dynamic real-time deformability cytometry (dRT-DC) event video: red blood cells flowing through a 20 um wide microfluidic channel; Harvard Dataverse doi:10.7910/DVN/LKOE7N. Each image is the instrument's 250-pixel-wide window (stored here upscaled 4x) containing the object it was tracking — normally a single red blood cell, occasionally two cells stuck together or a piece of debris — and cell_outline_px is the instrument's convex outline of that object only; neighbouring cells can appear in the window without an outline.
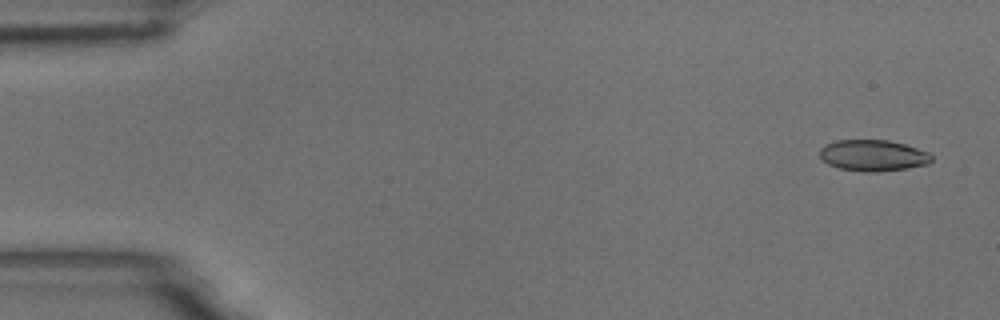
{"species": "common noctule bat (a hibernating species)", "species_latin": "Nyctalus noctula", "temperature_condition": "room temperature", "stored_images_in_passage": 56, "camera_frame_rate_fps": 3000, "um_per_image_px": 0.085, "animal": {"sex": "male", "body_mass_g": 18.8}, "frame": {"image": 1, "passage_image": 3, "time_ms": 0.667, "image_size_px": [1000, 320], "cell_outline_px": [[932, 160], [928, 164], [908, 168], [876, 172], [864, 172], [840, 168], [828, 164], [820, 156], [820, 148], [824, 144], [836, 140], [888, 140], [904, 144], [928, 152], [932, 156]], "centroid_in_image_um": [74.2, 13.21], "position_along_channel_um": 10.8, "area_um2": 20.35}}
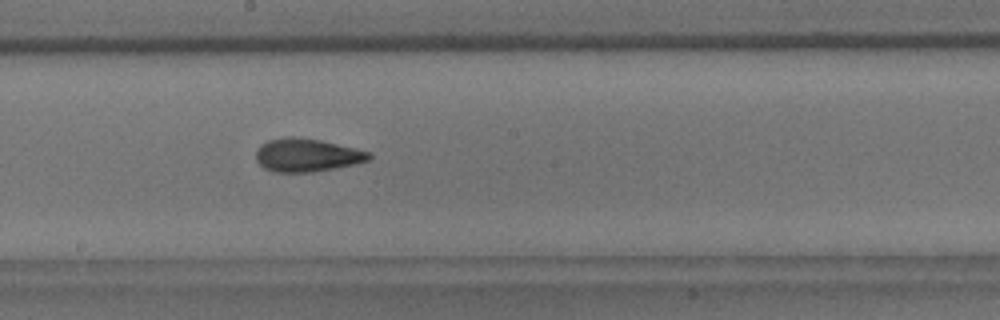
{"frame": {"image": 2, "passage_image": 31, "time_ms": 10.0, "image_size_px": [1000, 320], "cell_outline_px": [[372, 156], [368, 160], [336, 168], [312, 172], [276, 172], [264, 168], [256, 160], [256, 152], [260, 144], [268, 140], [284, 136], [292, 136], [320, 140], [368, 152]], "centroid_in_image_um": [26.02, 13.18], "position_along_channel_um": 222.2, "area_um2": 21.62}}
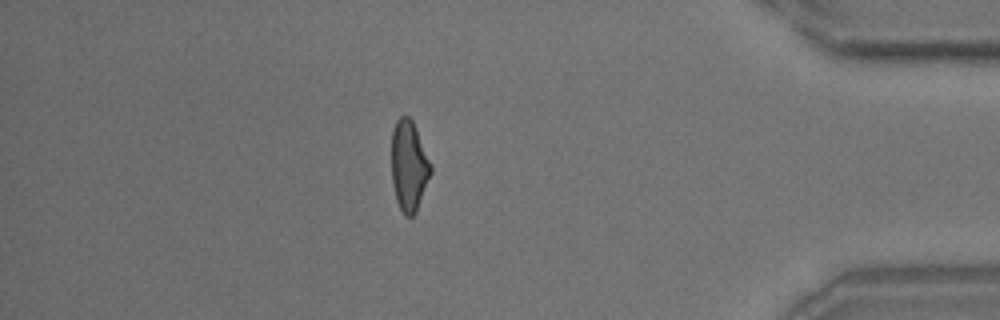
{"frame": {"image": 3, "passage_image": 49, "time_ms": 16.0, "image_size_px": [1000, 320], "cell_outline_px": [[432, 172], [416, 212], [412, 216], [404, 216], [396, 200], [392, 184], [392, 128], [396, 120], [400, 116], [408, 116], [412, 120], [432, 164]], "centroid_in_image_um": [34.76, 14.09], "position_along_channel_um": 400.4, "area_um2": 20.81}, "authors_computed_cell_mechanics": {"area_um2": 21.0681, "velocity_mm_per_s": 3.614, "shape_relaxation_time_tau1_ms": 6.7555, "shape_relaxation_time_tau2_ms": 1.9963, "deformation_change_tau1": 0.1834, "deformation_change_tau2": 0.0859}}